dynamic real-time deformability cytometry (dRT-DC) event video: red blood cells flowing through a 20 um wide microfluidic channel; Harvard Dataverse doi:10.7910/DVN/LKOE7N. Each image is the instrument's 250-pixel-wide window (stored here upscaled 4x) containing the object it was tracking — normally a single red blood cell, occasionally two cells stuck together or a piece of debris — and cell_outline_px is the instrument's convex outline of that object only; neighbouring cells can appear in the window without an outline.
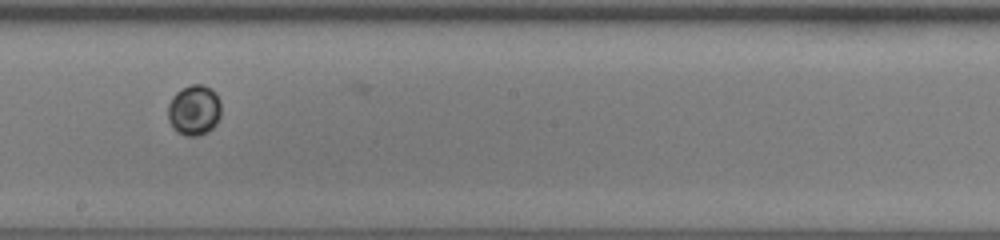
{"species": "human", "species_latin": "Homo sapiens", "temperature_condition": "room temperature", "stored_images_in_passage": 28, "camera_frame_rate_fps": 3000, "um_per_image_px": 0.085, "donor": {"sex": "female"}, "frame": {"image": 1, "passage_image": 12, "time_ms": 3.667, "image_size_px": [1000, 240], "cell_outline_px": [[220, 116], [216, 124], [212, 128], [196, 136], [184, 136], [172, 128], [168, 120], [168, 104], [172, 96], [180, 88], [192, 84], [204, 84], [212, 88], [216, 92], [220, 100]], "centroid_in_image_um": [16.49, 9.33], "position_along_channel_um": 231.7, "area_um2": 15.9}}